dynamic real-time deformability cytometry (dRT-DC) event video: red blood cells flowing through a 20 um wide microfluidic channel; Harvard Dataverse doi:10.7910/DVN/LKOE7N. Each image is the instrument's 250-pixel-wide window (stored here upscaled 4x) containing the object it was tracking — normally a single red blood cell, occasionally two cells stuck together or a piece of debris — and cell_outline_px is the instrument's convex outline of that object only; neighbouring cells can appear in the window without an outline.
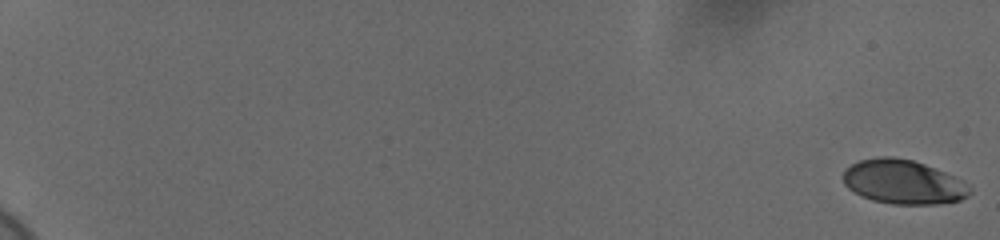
{"species": "human", "species_latin": "Homo sapiens", "temperature_condition": "cold", "stored_images_in_passage": 60, "camera_frame_rate_fps": 3000, "um_per_image_px": 0.085, "donor": {"sex": "female"}, "frame": {"image": 1, "passage_image": 1, "time_ms": 0.0, "image_size_px": [1000, 240], "cell_outline_px": [[972, 192], [968, 196], [960, 200], [940, 204], [892, 204], [872, 200], [848, 188], [844, 184], [844, 172], [852, 164], [860, 160], [880, 156], [892, 156], [912, 160], [924, 164], [964, 180], [972, 188]], "centroid_in_image_um": [76.83, 15.47], "position_along_channel_um": 8.2, "area_um2": 32.54}}
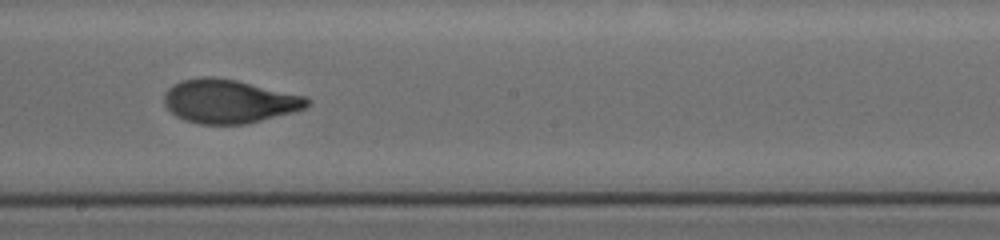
{"frame": {"image": 2, "passage_image": 38, "time_ms": 12.333, "image_size_px": [1000, 240], "cell_outline_px": [[312, 100], [304, 108], [292, 112], [248, 124], [200, 124], [184, 120], [176, 116], [164, 104], [164, 96], [168, 88], [180, 80], [204, 76], [212, 76], [236, 80], [308, 96]], "centroid_in_image_um": [19.48, 8.6], "position_along_channel_um": 228.7, "area_um2": 36.53}}
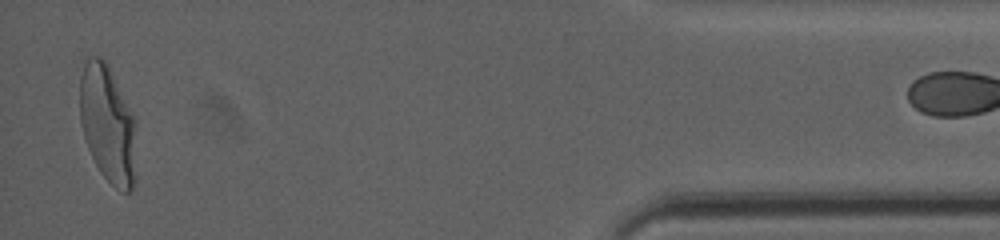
{"frame": {"image": 3, "passage_image": 59, "time_ms": 19.333, "image_size_px": [1000, 240], "cell_outline_px": [[136, 180], [132, 188], [128, 192], [124, 192], [116, 188], [100, 172], [88, 148], [84, 136], [80, 120], [80, 76], [84, 64], [88, 56], [100, 56], [104, 60], [136, 120]], "centroid_in_image_um": [9.17, 10.59], "position_along_channel_um": 426.0, "area_um2": 38.73}}